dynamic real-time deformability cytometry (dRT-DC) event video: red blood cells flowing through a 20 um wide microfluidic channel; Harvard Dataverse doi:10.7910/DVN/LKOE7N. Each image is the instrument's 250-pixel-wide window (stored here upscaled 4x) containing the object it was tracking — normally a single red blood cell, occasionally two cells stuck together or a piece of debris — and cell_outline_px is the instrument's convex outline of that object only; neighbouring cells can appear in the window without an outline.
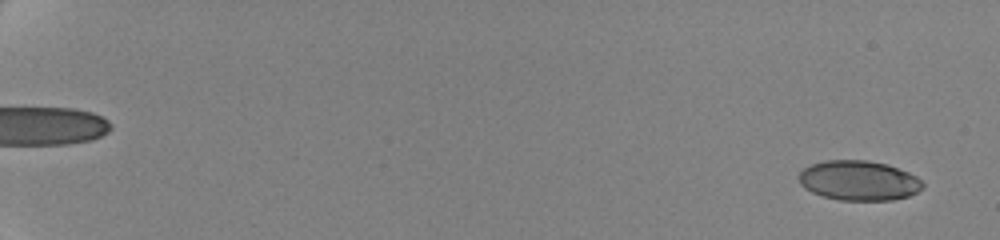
{"species": "human", "species_latin": "Homo sapiens", "temperature_condition": "cold", "stored_images_in_passage": 16, "camera_frame_rate_fps": 3000, "um_per_image_px": 0.085, "donor": {"sex": "female"}, "frame": {"image": 1, "passage_image": 2, "time_ms": 0.333, "image_size_px": [1000, 240], "cell_outline_px": [[924, 188], [908, 196], [892, 200], [840, 200], [824, 196], [812, 192], [804, 188], [800, 184], [800, 172], [804, 168], [812, 164], [824, 160], [868, 160], [888, 164], [908, 172], [916, 176], [924, 184]], "centroid_in_image_um": [73.01, 15.34], "position_along_channel_um": 12.0, "area_um2": 28.73}}
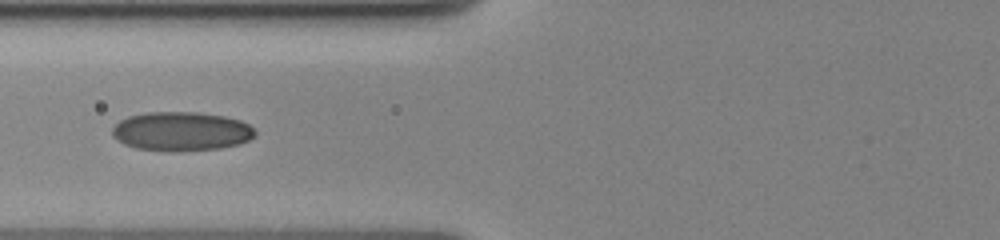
{"frame": {"image": 2, "passage_image": 14, "time_ms": 9.0, "image_size_px": [1000, 240], "cell_outline_px": [[256, 136], [240, 144], [220, 148], [180, 152], [164, 152], [136, 148], [124, 144], [112, 136], [112, 128], [120, 120], [128, 116], [144, 112], [196, 112], [224, 116], [240, 120], [248, 124], [256, 132]], "centroid_in_image_um": [15.4, 11.18], "position_along_channel_um": 110.4, "area_um2": 32.95}}
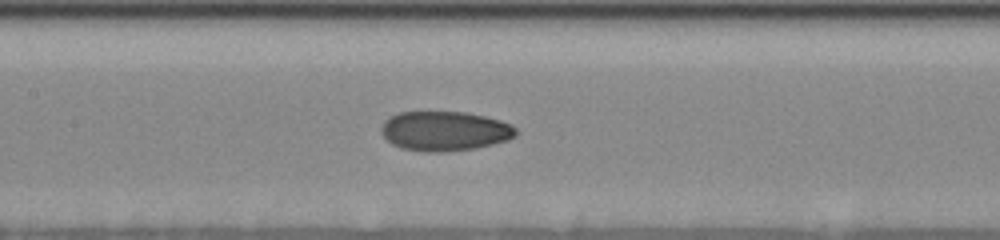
{"frame": {"image": 3, "passage_image": 16, "time_ms": 10.667, "image_size_px": [1000, 240], "cell_outline_px": [[516, 136], [508, 140], [476, 148], [444, 152], [424, 152], [400, 148], [392, 144], [380, 132], [380, 128], [384, 120], [388, 116], [400, 112], [464, 112], [484, 116], [500, 120], [512, 124], [516, 128]], "centroid_in_image_um": [37.78, 11.14], "position_along_channel_um": 169.6, "area_um2": 31.33}}